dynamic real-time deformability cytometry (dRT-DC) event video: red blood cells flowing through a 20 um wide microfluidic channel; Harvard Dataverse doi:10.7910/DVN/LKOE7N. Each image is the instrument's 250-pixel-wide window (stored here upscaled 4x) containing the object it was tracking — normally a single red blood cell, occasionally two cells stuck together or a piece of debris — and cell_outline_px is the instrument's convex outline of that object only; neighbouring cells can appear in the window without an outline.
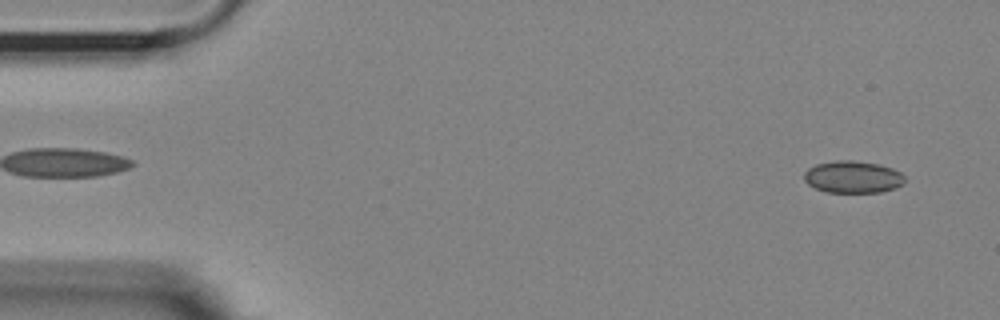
{"species": "Egyptian fruit bat (a non-hibernating species)", "species_latin": "Rousettus aegyptiacus", "temperature_condition": "room temperature", "stored_images_in_passage": 54, "camera_frame_rate_fps": 3000, "um_per_image_px": 0.085, "animal": {"sex": "female"}, "frame": {"image": 1, "passage_image": 3, "time_ms": 0.667, "image_size_px": [1000, 320], "cell_outline_px": [[904, 184], [896, 188], [880, 192], [824, 192], [808, 184], [804, 180], [804, 172], [808, 168], [816, 164], [836, 160], [852, 160], [880, 164], [892, 168], [900, 172], [904, 176]], "centroid_in_image_um": [72.49, 15.04], "position_along_channel_um": 12.5, "area_um2": 18.96}}
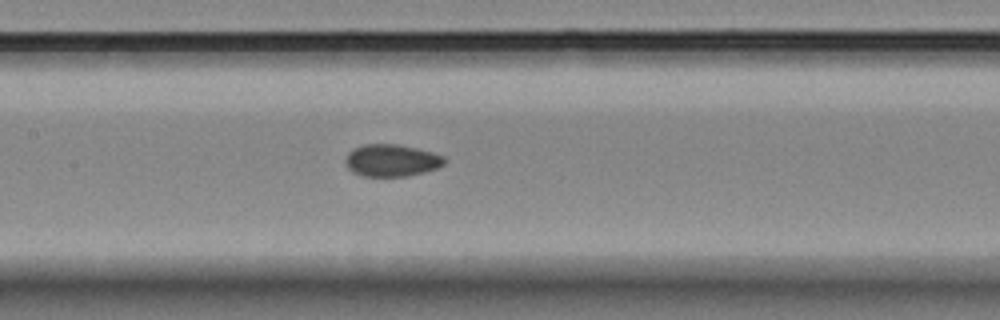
{"frame": {"image": 2, "passage_image": 25, "time_ms": 8.0, "image_size_px": [1000, 320], "cell_outline_px": [[448, 160], [444, 164], [436, 168], [424, 172], [404, 176], [364, 176], [352, 172], [344, 164], [344, 160], [348, 152], [352, 148], [364, 144], [396, 144], [416, 148], [432, 152], [444, 156]], "centroid_in_image_um": [33.25, 13.63], "position_along_channel_um": 174.1, "area_um2": 18.67}}
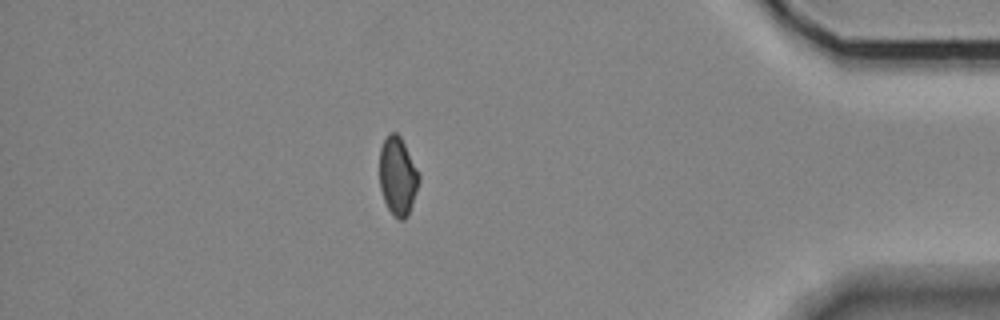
{"frame": {"image": 3, "passage_image": 47, "time_ms": 15.333, "image_size_px": [1000, 320], "cell_outline_px": [[420, 180], [408, 216], [404, 220], [400, 220], [388, 208], [384, 200], [380, 188], [380, 148], [388, 132], [396, 132], [400, 136], [420, 172]], "centroid_in_image_um": [33.82, 14.94], "position_along_channel_um": 401.4, "area_um2": 18.03}, "authors_computed_cell_mechanics": {"area_um2": 18.5827, "velocity_mm_per_s": 3.6444, "shape_relaxation_time_tau1_ms": null, "shape_relaxation_time_tau2_ms": 2.9279, "deformation_change_tau1": null, "deformation_change_tau2": 0.0714}}